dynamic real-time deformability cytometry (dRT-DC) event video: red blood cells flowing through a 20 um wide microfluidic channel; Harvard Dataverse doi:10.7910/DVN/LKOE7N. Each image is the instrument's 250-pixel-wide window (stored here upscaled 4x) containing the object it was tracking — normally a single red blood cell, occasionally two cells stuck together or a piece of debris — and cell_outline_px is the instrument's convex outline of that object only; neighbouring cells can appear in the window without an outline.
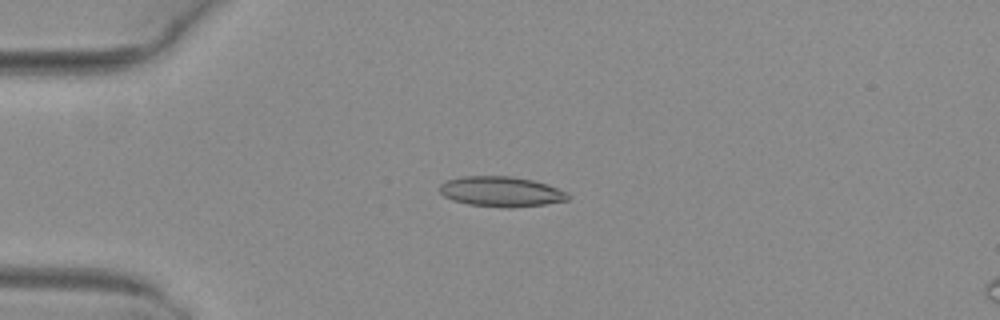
{"species": "common noctule bat (a hibernating species)", "species_latin": "Nyctalus noctula", "temperature_condition": "warm", "stored_images_in_passage": 6, "camera_frame_rate_fps": 3000, "um_per_image_px": 0.085, "animal": {"sex": "female", "body_mass_g": 29.2, "forearm_length_mm": 56.3}, "frame": {"image": 1, "passage_image": 4, "time_ms": 1.0, "image_size_px": [1000, 320], "cell_outline_px": [[568, 200], [544, 204], [512, 208], [508, 208], [468, 204], [452, 200], [444, 196], [440, 192], [440, 184], [444, 180], [464, 176], [512, 176], [532, 180], [548, 184], [568, 192]], "centroid_in_image_um": [42.58, 16.28], "position_along_channel_um": 42.4, "area_um2": 22.66}}